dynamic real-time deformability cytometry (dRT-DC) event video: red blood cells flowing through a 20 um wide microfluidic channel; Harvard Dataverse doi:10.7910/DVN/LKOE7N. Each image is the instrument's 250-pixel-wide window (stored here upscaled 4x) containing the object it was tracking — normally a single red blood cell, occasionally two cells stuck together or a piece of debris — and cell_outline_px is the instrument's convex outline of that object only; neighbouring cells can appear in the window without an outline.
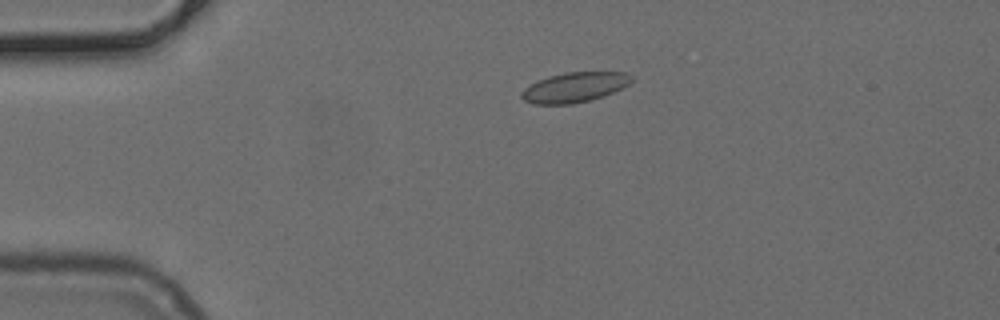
{"species": "common noctule bat (a hibernating species)", "species_latin": "Nyctalus noctula", "temperature_condition": "cold", "stored_images_in_passage": 24, "camera_frame_rate_fps": 3000, "um_per_image_px": 0.085, "animal": {"sex": "female", "body_mass_g": 24.6, "forearm_length_mm": 56.2}, "frame": {"image": 1, "passage_image": 3, "time_ms": 0.667, "image_size_px": [1000, 320], "cell_outline_px": [[632, 80], [628, 84], [604, 96], [572, 104], [532, 104], [524, 100], [520, 96], [520, 92], [524, 88], [548, 76], [564, 72], [624, 72], [632, 76]], "centroid_in_image_um": [48.8, 7.42], "position_along_channel_um": 36.2, "area_um2": 19.02}}
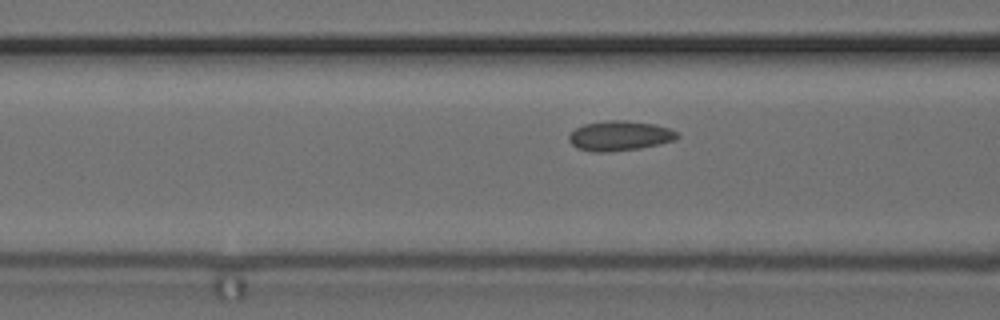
{"frame": {"image": 2, "passage_image": 12, "time_ms": 3.667, "image_size_px": [1000, 320], "cell_outline_px": [[680, 136], [676, 140], [660, 144], [640, 148], [608, 152], [592, 152], [576, 148], [568, 140], [568, 136], [576, 128], [584, 124], [608, 120], [624, 120], [656, 124], [668, 128], [676, 132]], "centroid_in_image_um": [52.67, 11.55], "position_along_channel_um": 113.9, "area_um2": 18.96}}
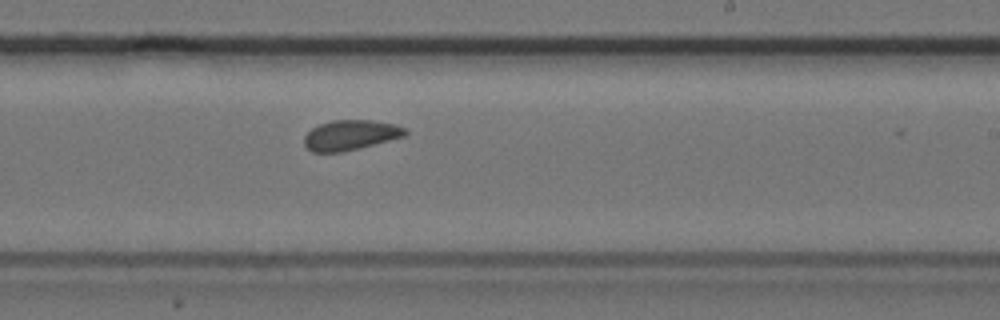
{"frame": {"image": 3, "passage_image": 23, "time_ms": 7.333, "image_size_px": [1000, 320], "cell_outline_px": [[408, 132], [404, 136], [360, 148], [340, 152], [312, 152], [304, 144], [304, 136], [312, 128], [320, 124], [332, 120], [372, 120], [396, 124], [408, 128]], "centroid_in_image_um": [29.82, 11.47], "position_along_channel_um": 259.2, "area_um2": 17.74}}